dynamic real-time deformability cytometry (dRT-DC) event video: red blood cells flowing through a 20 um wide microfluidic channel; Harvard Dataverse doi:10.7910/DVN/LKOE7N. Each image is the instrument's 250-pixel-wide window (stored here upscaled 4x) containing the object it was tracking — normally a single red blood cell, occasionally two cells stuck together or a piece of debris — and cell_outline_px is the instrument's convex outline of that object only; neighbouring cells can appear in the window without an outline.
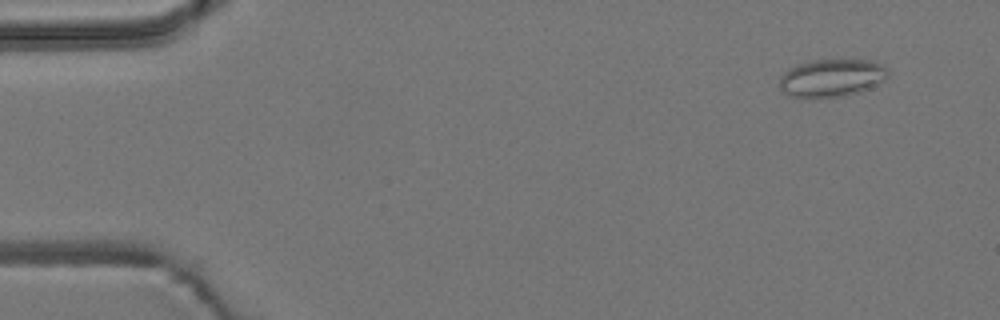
{"species": "common noctule bat (a hibernating species)", "species_latin": "Nyctalus noctula", "temperature_condition": "room temperature", "stored_images_in_passage": 6, "camera_frame_rate_fps": 3000, "um_per_image_px": 0.085, "animal": {"sex": "male", "body_mass_g": 19.2, "forearm_length_mm": 51.8}, "frame": {"image": 1, "passage_image": 2, "time_ms": 1.0, "image_size_px": [1000, 320], "cell_outline_px": [[888, 76], [884, 80], [860, 92], [844, 96], [804, 100], [788, 96], [780, 88], [780, 76], [788, 68], [812, 60], [872, 60], [888, 68]], "centroid_in_image_um": [70.65, 6.66], "position_along_channel_um": 14.4, "area_um2": 24.33}}
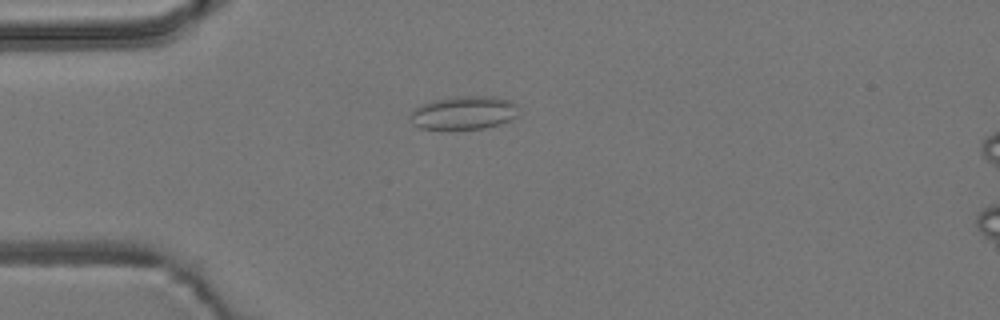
{"frame": {"image": 2, "passage_image": 4, "time_ms": 4.333, "image_size_px": [1000, 320], "cell_outline_px": [[516, 116], [512, 120], [500, 124], [484, 128], [420, 128], [412, 124], [408, 116], [420, 104], [432, 100], [456, 96], [492, 96], [512, 100], [516, 104]], "centroid_in_image_um": [39.42, 9.56], "position_along_channel_um": 45.6, "area_um2": 21.04}}